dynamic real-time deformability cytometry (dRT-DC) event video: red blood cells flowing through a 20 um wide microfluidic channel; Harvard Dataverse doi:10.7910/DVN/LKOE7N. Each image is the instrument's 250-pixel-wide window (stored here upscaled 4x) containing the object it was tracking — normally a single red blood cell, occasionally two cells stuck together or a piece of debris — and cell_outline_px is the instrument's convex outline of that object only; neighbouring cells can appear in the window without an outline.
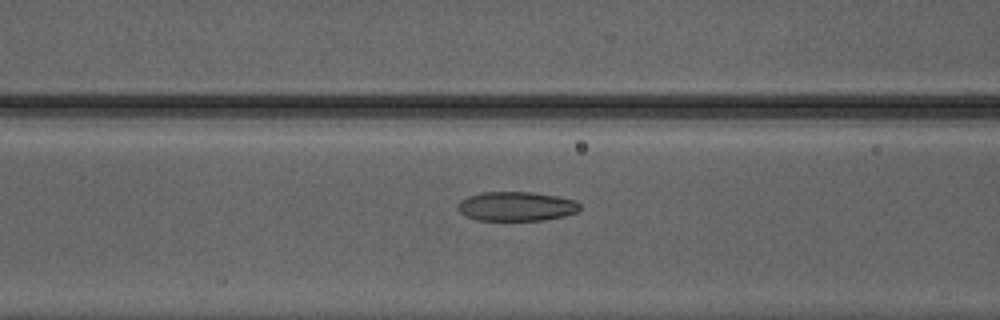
{"species": "Egyptian fruit bat (a non-hibernating species)", "species_latin": "Rousettus aegyptiacus", "temperature_condition": "warm", "stored_images_in_passage": 38, "camera_frame_rate_fps": 3000, "um_per_image_px": 0.085, "animal": {"sex": "male"}, "frame": {"image": 1, "passage_image": 12, "time_ms": 3.667, "image_size_px": [1000, 320], "cell_outline_px": [[580, 208], [576, 212], [564, 216], [544, 220], [476, 220], [464, 216], [456, 208], [460, 200], [468, 196], [484, 192], [532, 192], [556, 196], [576, 200], [580, 204]], "centroid_in_image_um": [43.87, 17.54], "position_along_channel_um": 122.7, "area_um2": 20.92}}
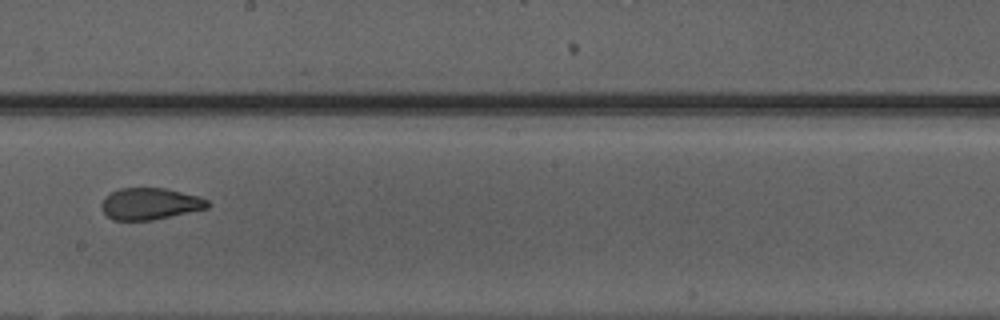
{"frame": {"image": 2, "passage_image": 20, "time_ms": 6.333, "image_size_px": [1000, 320], "cell_outline_px": [[208, 208], [152, 220], [112, 220], [100, 208], [100, 204], [112, 192], [120, 188], [164, 188], [196, 196], [208, 200]], "centroid_in_image_um": [12.72, 17.33], "position_along_channel_um": 235.5, "area_um2": 19.25}}
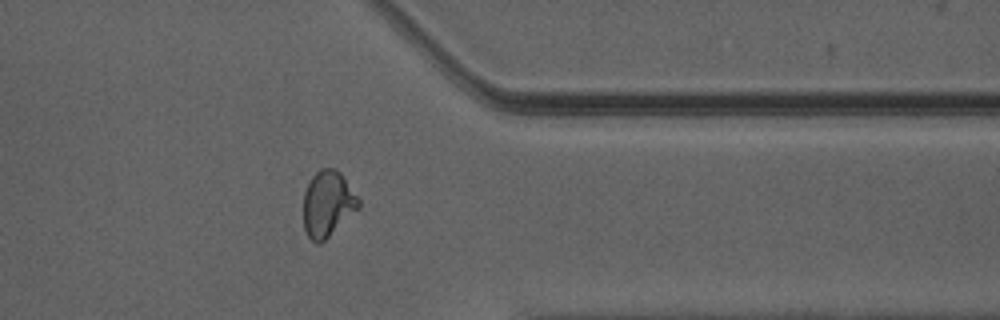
{"frame": {"image": 3, "passage_image": 31, "time_ms": 10.0, "image_size_px": [1000, 320], "cell_outline_px": [[360, 208], [320, 244], [316, 244], [308, 236], [304, 228], [304, 192], [312, 176], [320, 168], [336, 168], [340, 172], [360, 200]], "centroid_in_image_um": [27.86, 17.32], "position_along_channel_um": 383.5, "area_um2": 21.15}}